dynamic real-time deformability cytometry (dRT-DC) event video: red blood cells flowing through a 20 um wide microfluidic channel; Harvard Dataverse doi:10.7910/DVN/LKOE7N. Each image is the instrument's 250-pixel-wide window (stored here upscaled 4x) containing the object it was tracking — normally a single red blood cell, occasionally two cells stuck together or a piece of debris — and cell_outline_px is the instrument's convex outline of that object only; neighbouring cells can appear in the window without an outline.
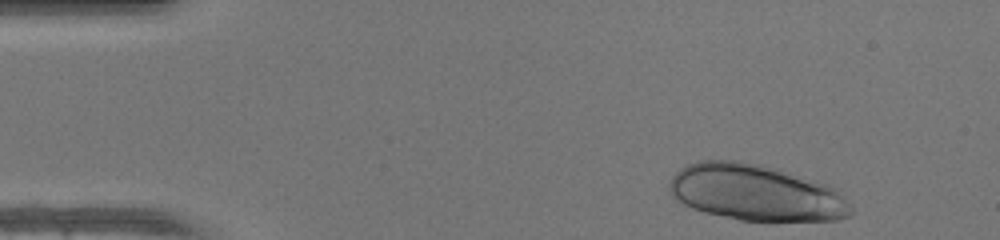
{"species": "human", "species_latin": "Homo sapiens", "temperature_condition": "warm", "stored_images_in_passage": 43, "camera_frame_rate_fps": 3000, "um_per_image_px": 0.085, "donor": {"sex": "female"}, "frame": {"image": 1, "passage_image": 1, "time_ms": 0.0, "image_size_px": [1000, 240], "cell_outline_px": [[852, 212], [848, 216], [836, 220], [740, 220], [704, 212], [692, 208], [676, 200], [672, 196], [668, 188], [668, 184], [672, 176], [680, 168], [688, 164], [700, 160], [740, 160], [780, 168], [828, 184], [836, 188], [852, 208]], "centroid_in_image_um": [64.22, 16.35], "position_along_channel_um": 20.8, "area_um2": 59.82}}